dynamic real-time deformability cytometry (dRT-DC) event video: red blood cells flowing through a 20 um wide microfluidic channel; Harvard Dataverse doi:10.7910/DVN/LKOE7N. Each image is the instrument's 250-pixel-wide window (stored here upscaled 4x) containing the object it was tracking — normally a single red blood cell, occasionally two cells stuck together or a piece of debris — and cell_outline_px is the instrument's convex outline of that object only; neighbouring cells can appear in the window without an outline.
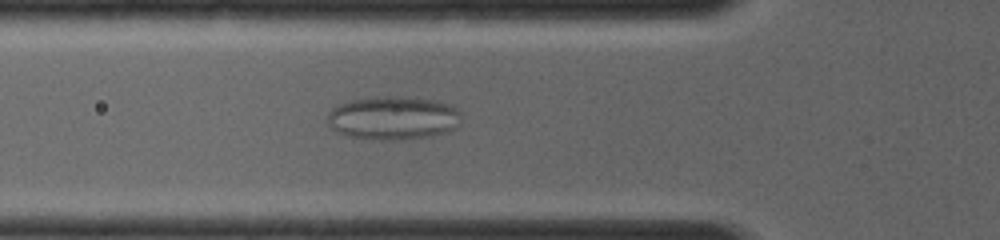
{"species": "common noctule bat (a hibernating species)", "species_latin": "Nyctalus noctula", "temperature_condition": "room temperature", "stored_images_in_passage": 56, "camera_frame_rate_fps": 4000, "um_per_image_px": 0.085, "animal": {"sex": "female", "body_mass_g": 19.0, "forearm_length_mm": 56.7}, "frame": {"image": 1, "passage_image": 19, "time_ms": 4.5, "image_size_px": [1000, 240], "cell_outline_px": [[460, 124], [456, 128], [448, 132], [432, 136], [392, 140], [380, 140], [348, 136], [336, 132], [328, 124], [328, 112], [332, 108], [340, 104], [352, 100], [432, 100], [456, 108], [460, 112]], "centroid_in_image_um": [33.42, 10.11], "position_along_channel_um": 92.4, "area_um2": 32.43}}
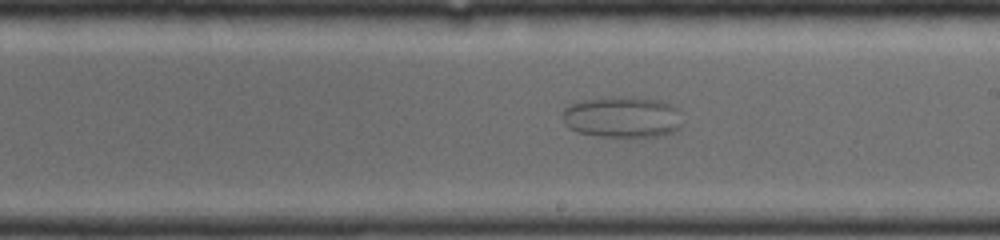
{"frame": {"image": 2, "passage_image": 32, "time_ms": 7.75, "image_size_px": [1000, 240], "cell_outline_px": [[680, 128], [672, 132], [656, 136], [632, 140], [596, 136], [576, 132], [568, 128], [564, 124], [564, 108], [572, 104], [592, 100], [648, 100], [668, 104], [676, 108], [680, 124]], "centroid_in_image_um": [52.86, 10.09], "position_along_channel_um": 236.1, "area_um2": 27.8}}
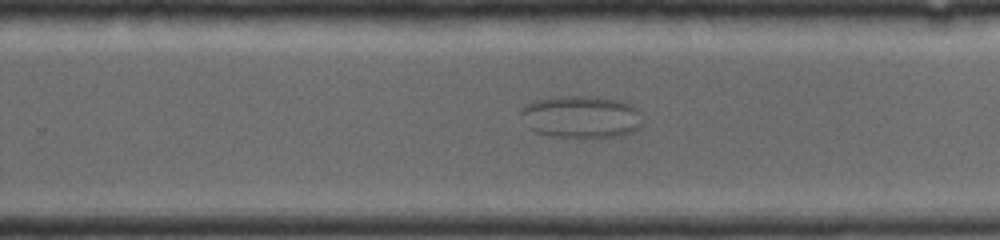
{"frame": {"image": 3, "passage_image": 36, "time_ms": 8.75, "image_size_px": [1000, 240], "cell_outline_px": [[640, 128], [636, 132], [620, 136], [580, 140], [552, 136], [536, 132], [528, 128], [520, 112], [532, 100], [572, 96], [576, 96], [612, 100], [628, 104], [636, 108], [640, 124]], "centroid_in_image_um": [49.37, 10.01], "position_along_channel_um": 280.4, "area_um2": 29.94}}